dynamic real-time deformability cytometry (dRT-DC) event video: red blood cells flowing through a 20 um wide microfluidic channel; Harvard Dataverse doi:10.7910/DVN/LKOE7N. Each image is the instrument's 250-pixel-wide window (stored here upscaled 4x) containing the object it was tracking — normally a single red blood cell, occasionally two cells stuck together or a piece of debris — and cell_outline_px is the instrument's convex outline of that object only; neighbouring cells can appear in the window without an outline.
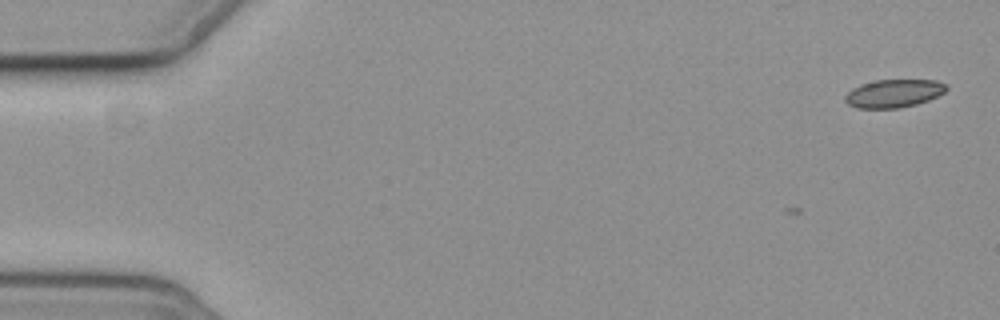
{"species": "common noctule bat (a hibernating species)", "species_latin": "Nyctalus noctula", "temperature_condition": "cold", "stored_images_in_passage": 2, "camera_frame_rate_fps": 3000, "um_per_image_px": 0.085, "animal": {"sex": "female", "body_mass_g": 19.3, "forearm_length_mm": 54.1}, "frame": {"image": 1, "passage_image": 2, "time_ms": 1.333, "image_size_px": [1000, 320], "cell_outline_px": [[948, 88], [944, 92], [928, 100], [916, 104], [900, 108], [856, 108], [848, 104], [844, 100], [844, 96], [852, 88], [860, 84], [876, 80], [936, 80], [948, 84]], "centroid_in_image_um": [75.96, 7.93], "position_along_channel_um": 9.0, "area_um2": 16.65}}